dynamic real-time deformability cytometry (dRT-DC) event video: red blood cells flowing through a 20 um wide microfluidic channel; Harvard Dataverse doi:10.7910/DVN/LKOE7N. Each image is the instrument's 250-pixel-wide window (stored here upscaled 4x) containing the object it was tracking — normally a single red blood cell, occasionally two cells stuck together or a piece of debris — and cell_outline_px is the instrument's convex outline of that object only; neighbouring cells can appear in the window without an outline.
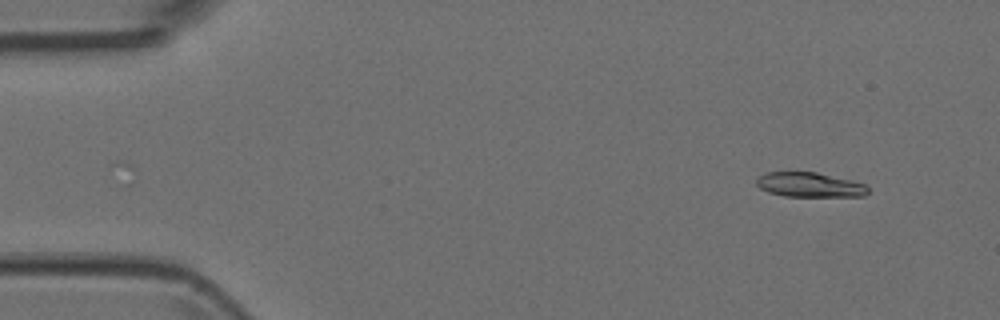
{"species": "Egyptian fruit bat (a non-hibernating species)", "species_latin": "Rousettus aegyptiacus", "temperature_condition": "room temperature", "stored_images_in_passage": 5, "camera_frame_rate_fps": 3000, "um_per_image_px": 0.085, "animal": {"sex": "female"}, "frame": {"image": 1, "passage_image": 1, "time_ms": 0.0, "image_size_px": [1000, 320], "cell_outline_px": [[868, 192], [864, 196], [784, 196], [768, 192], [760, 188], [756, 184], [756, 180], [760, 176], [768, 172], [816, 172], [852, 180], [864, 184], [868, 188]], "centroid_in_image_um": [68.82, 15.71], "position_along_channel_um": 16.2, "area_um2": 15.9}}